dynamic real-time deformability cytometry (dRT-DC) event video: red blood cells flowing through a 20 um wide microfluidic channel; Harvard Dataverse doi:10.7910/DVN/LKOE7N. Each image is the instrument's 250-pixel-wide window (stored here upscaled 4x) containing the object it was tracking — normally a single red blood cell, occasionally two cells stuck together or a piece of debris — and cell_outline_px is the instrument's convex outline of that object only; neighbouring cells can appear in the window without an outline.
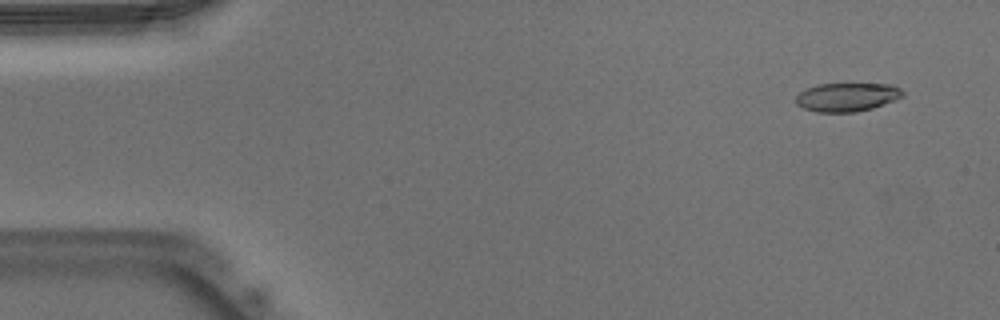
{"species": "Egyptian fruit bat (a non-hibernating species)", "species_latin": "Rousettus aegyptiacus", "temperature_condition": "warm", "stored_images_in_passage": 7, "camera_frame_rate_fps": 3000, "um_per_image_px": 0.085, "animal": {"sex": "male"}, "frame": {"image": 1, "passage_image": 3, "time_ms": 0.667, "image_size_px": [1000, 320], "cell_outline_px": [[904, 96], [896, 100], [872, 108], [856, 112], [816, 112], [804, 108], [796, 104], [796, 96], [804, 88], [816, 84], [892, 84], [900, 88], [904, 92]], "centroid_in_image_um": [72.0, 8.25], "position_along_channel_um": 13.0, "area_um2": 17.98}}